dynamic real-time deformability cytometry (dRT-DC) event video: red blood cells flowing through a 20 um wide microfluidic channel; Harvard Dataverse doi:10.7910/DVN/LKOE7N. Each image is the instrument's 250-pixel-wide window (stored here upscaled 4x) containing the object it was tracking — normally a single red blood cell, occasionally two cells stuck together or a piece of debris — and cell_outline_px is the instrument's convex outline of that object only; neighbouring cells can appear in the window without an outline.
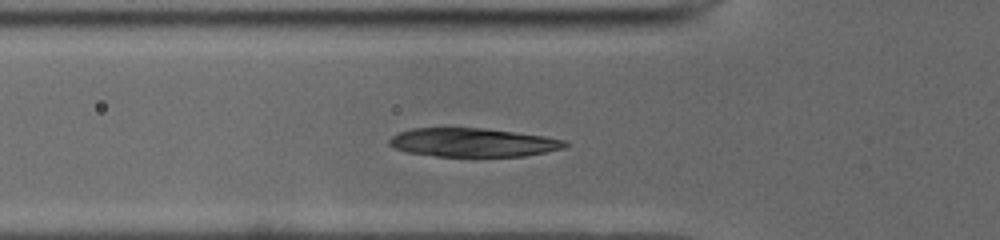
{"species": "common noctule bat (a hibernating species)", "species_latin": "Nyctalus noctula", "temperature_condition": "cold", "stored_images_in_passage": 34, "camera_frame_rate_fps": 3000, "um_per_image_px": 0.085, "animal": {"sex": "male", "body_mass_g": 19.0, "forearm_length_mm": 50.8}, "frame": {"image": 1, "passage_image": 9, "time_ms": 2.667, "image_size_px": [1000, 240], "cell_outline_px": [[568, 144], [564, 148], [524, 156], [436, 156], [408, 152], [396, 148], [388, 144], [388, 140], [396, 132], [412, 128], [484, 128], [544, 136], [564, 140]], "centroid_in_image_um": [40.15, 12.1], "position_along_channel_um": 85.6, "area_um2": 29.19}}
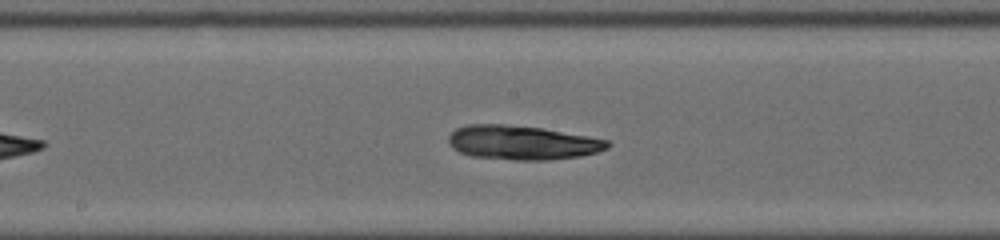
{"frame": {"image": 2, "passage_image": 18, "time_ms": 5.667, "image_size_px": [1000, 240], "cell_outline_px": [[612, 144], [608, 148], [596, 152], [580, 156], [548, 160], [516, 160], [472, 156], [460, 152], [452, 148], [448, 140], [448, 136], [456, 128], [468, 124], [504, 124], [540, 128], [608, 140]], "centroid_in_image_um": [44.36, 12.12], "position_along_channel_um": 203.8, "area_um2": 31.44}}
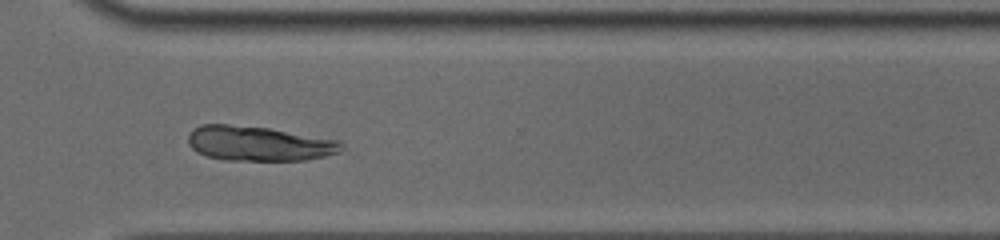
{"frame": {"image": 3, "passage_image": 29, "time_ms": 9.333, "image_size_px": [1000, 240], "cell_outline_px": [[344, 148], [340, 152], [324, 156], [304, 160], [224, 160], [204, 156], [192, 148], [188, 144], [188, 132], [192, 128], [200, 124], [228, 124], [268, 128], [340, 140], [344, 144]], "centroid_in_image_um": [21.97, 12.19], "position_along_channel_um": 348.6, "area_um2": 31.33}}